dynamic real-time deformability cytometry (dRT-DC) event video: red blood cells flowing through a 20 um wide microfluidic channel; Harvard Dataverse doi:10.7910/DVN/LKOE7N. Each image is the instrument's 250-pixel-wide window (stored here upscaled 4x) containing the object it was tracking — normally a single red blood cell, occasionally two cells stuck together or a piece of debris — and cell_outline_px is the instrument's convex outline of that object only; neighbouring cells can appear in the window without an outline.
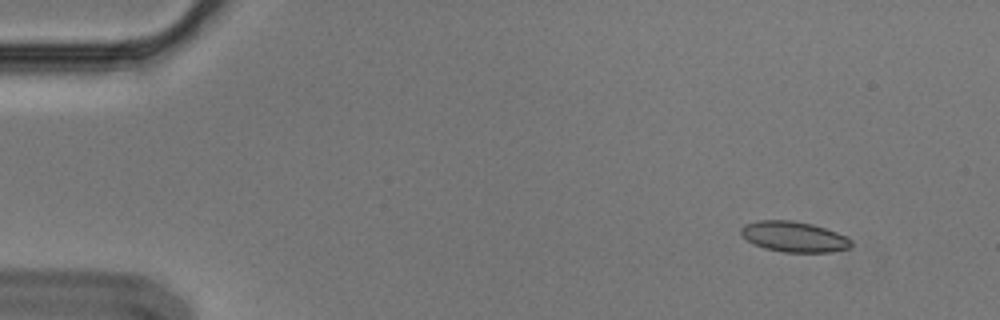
{"species": "Egyptian fruit bat (a non-hibernating species)", "species_latin": "Rousettus aegyptiacus", "temperature_condition": "cold", "stored_images_in_passage": 4, "camera_frame_rate_fps": 3000, "um_per_image_px": 0.085, "animal": {"sex": "male"}, "frame": {"image": 1, "passage_image": 1, "time_ms": 0.0, "image_size_px": [1000, 320], "cell_outline_px": [[852, 244], [848, 248], [832, 252], [784, 252], [764, 248], [748, 240], [740, 232], [740, 228], [744, 224], [760, 220], [792, 220], [812, 224], [836, 232], [852, 240]], "centroid_in_image_um": [67.48, 20.12], "position_along_channel_um": 17.5, "area_um2": 19.42}}
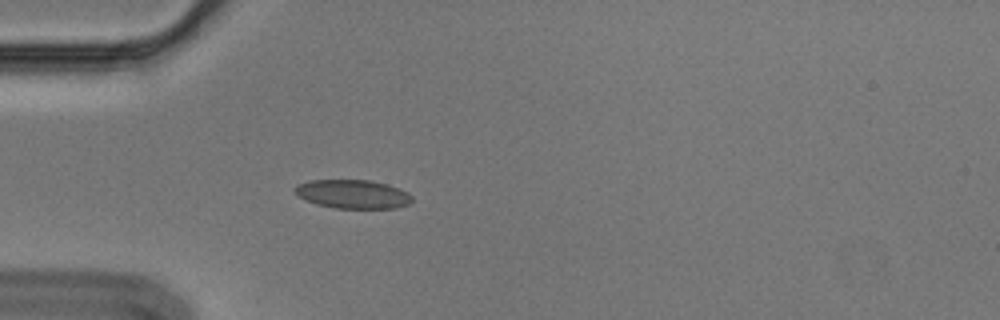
{"frame": {"image": 2, "passage_image": 4, "time_ms": 1.0, "image_size_px": [1000, 320], "cell_outline_px": [[412, 200], [408, 204], [396, 208], [336, 208], [316, 204], [300, 196], [296, 192], [296, 184], [308, 180], [368, 180], [388, 184], [400, 188], [408, 192], [412, 196]], "centroid_in_image_um": [30.03, 16.49], "position_along_channel_um": 55.0, "area_um2": 19.54}}